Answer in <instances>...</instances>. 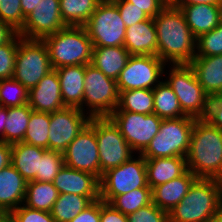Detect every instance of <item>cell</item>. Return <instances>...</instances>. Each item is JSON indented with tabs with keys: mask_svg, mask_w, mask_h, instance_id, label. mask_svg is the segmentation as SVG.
<instances>
[{
	"mask_svg": "<svg viewBox=\"0 0 222 222\" xmlns=\"http://www.w3.org/2000/svg\"><path fill=\"white\" fill-rule=\"evenodd\" d=\"M186 162L197 178L218 179L222 175V130L205 118L195 119Z\"/></svg>",
	"mask_w": 222,
	"mask_h": 222,
	"instance_id": "obj_2",
	"label": "cell"
},
{
	"mask_svg": "<svg viewBox=\"0 0 222 222\" xmlns=\"http://www.w3.org/2000/svg\"><path fill=\"white\" fill-rule=\"evenodd\" d=\"M219 7V17H220V23L222 24V0L218 4Z\"/></svg>",
	"mask_w": 222,
	"mask_h": 222,
	"instance_id": "obj_56",
	"label": "cell"
},
{
	"mask_svg": "<svg viewBox=\"0 0 222 222\" xmlns=\"http://www.w3.org/2000/svg\"><path fill=\"white\" fill-rule=\"evenodd\" d=\"M10 214L17 222H55L50 212L31 209L25 205H20Z\"/></svg>",
	"mask_w": 222,
	"mask_h": 222,
	"instance_id": "obj_43",
	"label": "cell"
},
{
	"mask_svg": "<svg viewBox=\"0 0 222 222\" xmlns=\"http://www.w3.org/2000/svg\"><path fill=\"white\" fill-rule=\"evenodd\" d=\"M65 27L60 15V0H40L25 18L18 34L23 38L43 40Z\"/></svg>",
	"mask_w": 222,
	"mask_h": 222,
	"instance_id": "obj_16",
	"label": "cell"
},
{
	"mask_svg": "<svg viewBox=\"0 0 222 222\" xmlns=\"http://www.w3.org/2000/svg\"><path fill=\"white\" fill-rule=\"evenodd\" d=\"M51 70L53 68L44 41L19 35L13 78L31 90Z\"/></svg>",
	"mask_w": 222,
	"mask_h": 222,
	"instance_id": "obj_8",
	"label": "cell"
},
{
	"mask_svg": "<svg viewBox=\"0 0 222 222\" xmlns=\"http://www.w3.org/2000/svg\"><path fill=\"white\" fill-rule=\"evenodd\" d=\"M8 214V212H6L3 209H0V222L3 220V218Z\"/></svg>",
	"mask_w": 222,
	"mask_h": 222,
	"instance_id": "obj_57",
	"label": "cell"
},
{
	"mask_svg": "<svg viewBox=\"0 0 222 222\" xmlns=\"http://www.w3.org/2000/svg\"><path fill=\"white\" fill-rule=\"evenodd\" d=\"M117 81L105 76L91 64L85 65L83 103L79 109L83 112L88 106L87 114L92 117H108L119 103Z\"/></svg>",
	"mask_w": 222,
	"mask_h": 222,
	"instance_id": "obj_6",
	"label": "cell"
},
{
	"mask_svg": "<svg viewBox=\"0 0 222 222\" xmlns=\"http://www.w3.org/2000/svg\"><path fill=\"white\" fill-rule=\"evenodd\" d=\"M152 92L154 95V113L158 117L170 119L187 116L182 111L176 94L166 81H161Z\"/></svg>",
	"mask_w": 222,
	"mask_h": 222,
	"instance_id": "obj_29",
	"label": "cell"
},
{
	"mask_svg": "<svg viewBox=\"0 0 222 222\" xmlns=\"http://www.w3.org/2000/svg\"><path fill=\"white\" fill-rule=\"evenodd\" d=\"M55 70L64 105L79 108L83 103L85 65L64 66Z\"/></svg>",
	"mask_w": 222,
	"mask_h": 222,
	"instance_id": "obj_24",
	"label": "cell"
},
{
	"mask_svg": "<svg viewBox=\"0 0 222 222\" xmlns=\"http://www.w3.org/2000/svg\"><path fill=\"white\" fill-rule=\"evenodd\" d=\"M211 222H222V205L220 206L219 210L217 211Z\"/></svg>",
	"mask_w": 222,
	"mask_h": 222,
	"instance_id": "obj_53",
	"label": "cell"
},
{
	"mask_svg": "<svg viewBox=\"0 0 222 222\" xmlns=\"http://www.w3.org/2000/svg\"><path fill=\"white\" fill-rule=\"evenodd\" d=\"M124 47L130 55L157 56V34L153 18L126 27Z\"/></svg>",
	"mask_w": 222,
	"mask_h": 222,
	"instance_id": "obj_20",
	"label": "cell"
},
{
	"mask_svg": "<svg viewBox=\"0 0 222 222\" xmlns=\"http://www.w3.org/2000/svg\"><path fill=\"white\" fill-rule=\"evenodd\" d=\"M77 107H65L50 113L48 150L63 153L89 124L91 117Z\"/></svg>",
	"mask_w": 222,
	"mask_h": 222,
	"instance_id": "obj_15",
	"label": "cell"
},
{
	"mask_svg": "<svg viewBox=\"0 0 222 222\" xmlns=\"http://www.w3.org/2000/svg\"><path fill=\"white\" fill-rule=\"evenodd\" d=\"M179 8L186 19L193 35L210 32L220 23L218 4L172 5Z\"/></svg>",
	"mask_w": 222,
	"mask_h": 222,
	"instance_id": "obj_23",
	"label": "cell"
},
{
	"mask_svg": "<svg viewBox=\"0 0 222 222\" xmlns=\"http://www.w3.org/2000/svg\"><path fill=\"white\" fill-rule=\"evenodd\" d=\"M32 111L29 104L7 108L8 118L4 130L5 143L23 142Z\"/></svg>",
	"mask_w": 222,
	"mask_h": 222,
	"instance_id": "obj_31",
	"label": "cell"
},
{
	"mask_svg": "<svg viewBox=\"0 0 222 222\" xmlns=\"http://www.w3.org/2000/svg\"><path fill=\"white\" fill-rule=\"evenodd\" d=\"M195 119L191 116L162 119L158 133L141 155L144 159L186 157Z\"/></svg>",
	"mask_w": 222,
	"mask_h": 222,
	"instance_id": "obj_5",
	"label": "cell"
},
{
	"mask_svg": "<svg viewBox=\"0 0 222 222\" xmlns=\"http://www.w3.org/2000/svg\"><path fill=\"white\" fill-rule=\"evenodd\" d=\"M40 0H21L23 15L27 17L36 8Z\"/></svg>",
	"mask_w": 222,
	"mask_h": 222,
	"instance_id": "obj_51",
	"label": "cell"
},
{
	"mask_svg": "<svg viewBox=\"0 0 222 222\" xmlns=\"http://www.w3.org/2000/svg\"><path fill=\"white\" fill-rule=\"evenodd\" d=\"M92 202L87 196L59 194L50 213L55 222H69Z\"/></svg>",
	"mask_w": 222,
	"mask_h": 222,
	"instance_id": "obj_33",
	"label": "cell"
},
{
	"mask_svg": "<svg viewBox=\"0 0 222 222\" xmlns=\"http://www.w3.org/2000/svg\"><path fill=\"white\" fill-rule=\"evenodd\" d=\"M197 179L190 170H187L183 175L152 188V203L169 213L181 202Z\"/></svg>",
	"mask_w": 222,
	"mask_h": 222,
	"instance_id": "obj_19",
	"label": "cell"
},
{
	"mask_svg": "<svg viewBox=\"0 0 222 222\" xmlns=\"http://www.w3.org/2000/svg\"><path fill=\"white\" fill-rule=\"evenodd\" d=\"M11 144L0 141V171L11 164Z\"/></svg>",
	"mask_w": 222,
	"mask_h": 222,
	"instance_id": "obj_48",
	"label": "cell"
},
{
	"mask_svg": "<svg viewBox=\"0 0 222 222\" xmlns=\"http://www.w3.org/2000/svg\"><path fill=\"white\" fill-rule=\"evenodd\" d=\"M8 118L7 108L0 106V141L4 142V130L6 119Z\"/></svg>",
	"mask_w": 222,
	"mask_h": 222,
	"instance_id": "obj_52",
	"label": "cell"
},
{
	"mask_svg": "<svg viewBox=\"0 0 222 222\" xmlns=\"http://www.w3.org/2000/svg\"><path fill=\"white\" fill-rule=\"evenodd\" d=\"M117 7L125 26L130 27L135 23L149 19L150 17L142 10L125 0H111Z\"/></svg>",
	"mask_w": 222,
	"mask_h": 222,
	"instance_id": "obj_42",
	"label": "cell"
},
{
	"mask_svg": "<svg viewBox=\"0 0 222 222\" xmlns=\"http://www.w3.org/2000/svg\"><path fill=\"white\" fill-rule=\"evenodd\" d=\"M205 119L222 130V94L210 97L208 113Z\"/></svg>",
	"mask_w": 222,
	"mask_h": 222,
	"instance_id": "obj_45",
	"label": "cell"
},
{
	"mask_svg": "<svg viewBox=\"0 0 222 222\" xmlns=\"http://www.w3.org/2000/svg\"><path fill=\"white\" fill-rule=\"evenodd\" d=\"M146 13L150 18L156 17L168 4V0H125Z\"/></svg>",
	"mask_w": 222,
	"mask_h": 222,
	"instance_id": "obj_44",
	"label": "cell"
},
{
	"mask_svg": "<svg viewBox=\"0 0 222 222\" xmlns=\"http://www.w3.org/2000/svg\"><path fill=\"white\" fill-rule=\"evenodd\" d=\"M157 34V57L165 64H189L196 56V40L182 11L168 4L153 18Z\"/></svg>",
	"mask_w": 222,
	"mask_h": 222,
	"instance_id": "obj_1",
	"label": "cell"
},
{
	"mask_svg": "<svg viewBox=\"0 0 222 222\" xmlns=\"http://www.w3.org/2000/svg\"><path fill=\"white\" fill-rule=\"evenodd\" d=\"M69 222H100V198L93 201Z\"/></svg>",
	"mask_w": 222,
	"mask_h": 222,
	"instance_id": "obj_47",
	"label": "cell"
},
{
	"mask_svg": "<svg viewBox=\"0 0 222 222\" xmlns=\"http://www.w3.org/2000/svg\"><path fill=\"white\" fill-rule=\"evenodd\" d=\"M102 0H60V15L66 26H85Z\"/></svg>",
	"mask_w": 222,
	"mask_h": 222,
	"instance_id": "obj_30",
	"label": "cell"
},
{
	"mask_svg": "<svg viewBox=\"0 0 222 222\" xmlns=\"http://www.w3.org/2000/svg\"><path fill=\"white\" fill-rule=\"evenodd\" d=\"M1 222H17L16 219L8 213Z\"/></svg>",
	"mask_w": 222,
	"mask_h": 222,
	"instance_id": "obj_54",
	"label": "cell"
},
{
	"mask_svg": "<svg viewBox=\"0 0 222 222\" xmlns=\"http://www.w3.org/2000/svg\"><path fill=\"white\" fill-rule=\"evenodd\" d=\"M129 57L130 53L124 46L93 47L91 65L117 80Z\"/></svg>",
	"mask_w": 222,
	"mask_h": 222,
	"instance_id": "obj_27",
	"label": "cell"
},
{
	"mask_svg": "<svg viewBox=\"0 0 222 222\" xmlns=\"http://www.w3.org/2000/svg\"><path fill=\"white\" fill-rule=\"evenodd\" d=\"M65 166L96 175L100 179V162L95 136V117L63 152Z\"/></svg>",
	"mask_w": 222,
	"mask_h": 222,
	"instance_id": "obj_14",
	"label": "cell"
},
{
	"mask_svg": "<svg viewBox=\"0 0 222 222\" xmlns=\"http://www.w3.org/2000/svg\"><path fill=\"white\" fill-rule=\"evenodd\" d=\"M18 44L17 32L7 43L0 46V80L13 78Z\"/></svg>",
	"mask_w": 222,
	"mask_h": 222,
	"instance_id": "obj_39",
	"label": "cell"
},
{
	"mask_svg": "<svg viewBox=\"0 0 222 222\" xmlns=\"http://www.w3.org/2000/svg\"><path fill=\"white\" fill-rule=\"evenodd\" d=\"M64 165L63 153L45 149L40 159V173H36V181L53 182Z\"/></svg>",
	"mask_w": 222,
	"mask_h": 222,
	"instance_id": "obj_37",
	"label": "cell"
},
{
	"mask_svg": "<svg viewBox=\"0 0 222 222\" xmlns=\"http://www.w3.org/2000/svg\"><path fill=\"white\" fill-rule=\"evenodd\" d=\"M43 41L53 69L91 64L93 44L84 26H67Z\"/></svg>",
	"mask_w": 222,
	"mask_h": 222,
	"instance_id": "obj_3",
	"label": "cell"
},
{
	"mask_svg": "<svg viewBox=\"0 0 222 222\" xmlns=\"http://www.w3.org/2000/svg\"><path fill=\"white\" fill-rule=\"evenodd\" d=\"M152 203L150 187L137 188L128 193L115 196L109 204L115 209L128 215Z\"/></svg>",
	"mask_w": 222,
	"mask_h": 222,
	"instance_id": "obj_35",
	"label": "cell"
},
{
	"mask_svg": "<svg viewBox=\"0 0 222 222\" xmlns=\"http://www.w3.org/2000/svg\"><path fill=\"white\" fill-rule=\"evenodd\" d=\"M128 222H168L169 213L151 203L127 215Z\"/></svg>",
	"mask_w": 222,
	"mask_h": 222,
	"instance_id": "obj_41",
	"label": "cell"
},
{
	"mask_svg": "<svg viewBox=\"0 0 222 222\" xmlns=\"http://www.w3.org/2000/svg\"><path fill=\"white\" fill-rule=\"evenodd\" d=\"M28 104L33 111L44 113H52L66 107L61 96L59 76L55 69L29 90Z\"/></svg>",
	"mask_w": 222,
	"mask_h": 222,
	"instance_id": "obj_18",
	"label": "cell"
},
{
	"mask_svg": "<svg viewBox=\"0 0 222 222\" xmlns=\"http://www.w3.org/2000/svg\"><path fill=\"white\" fill-rule=\"evenodd\" d=\"M196 49V56L222 55V24L201 34L196 40Z\"/></svg>",
	"mask_w": 222,
	"mask_h": 222,
	"instance_id": "obj_38",
	"label": "cell"
},
{
	"mask_svg": "<svg viewBox=\"0 0 222 222\" xmlns=\"http://www.w3.org/2000/svg\"><path fill=\"white\" fill-rule=\"evenodd\" d=\"M27 181L12 164L0 171V209L10 213L24 204Z\"/></svg>",
	"mask_w": 222,
	"mask_h": 222,
	"instance_id": "obj_21",
	"label": "cell"
},
{
	"mask_svg": "<svg viewBox=\"0 0 222 222\" xmlns=\"http://www.w3.org/2000/svg\"><path fill=\"white\" fill-rule=\"evenodd\" d=\"M114 111H129L145 115L154 113V95L152 89L121 91L118 107Z\"/></svg>",
	"mask_w": 222,
	"mask_h": 222,
	"instance_id": "obj_32",
	"label": "cell"
},
{
	"mask_svg": "<svg viewBox=\"0 0 222 222\" xmlns=\"http://www.w3.org/2000/svg\"><path fill=\"white\" fill-rule=\"evenodd\" d=\"M84 27L93 47L124 46L126 26L111 0H102Z\"/></svg>",
	"mask_w": 222,
	"mask_h": 222,
	"instance_id": "obj_9",
	"label": "cell"
},
{
	"mask_svg": "<svg viewBox=\"0 0 222 222\" xmlns=\"http://www.w3.org/2000/svg\"><path fill=\"white\" fill-rule=\"evenodd\" d=\"M218 184H219V190H220V201L222 205V175L217 179Z\"/></svg>",
	"mask_w": 222,
	"mask_h": 222,
	"instance_id": "obj_55",
	"label": "cell"
},
{
	"mask_svg": "<svg viewBox=\"0 0 222 222\" xmlns=\"http://www.w3.org/2000/svg\"><path fill=\"white\" fill-rule=\"evenodd\" d=\"M118 127L131 149L141 154L159 131L162 119L155 113L138 114L113 111L108 116Z\"/></svg>",
	"mask_w": 222,
	"mask_h": 222,
	"instance_id": "obj_12",
	"label": "cell"
},
{
	"mask_svg": "<svg viewBox=\"0 0 222 222\" xmlns=\"http://www.w3.org/2000/svg\"><path fill=\"white\" fill-rule=\"evenodd\" d=\"M16 33L7 22L0 20V46L7 43Z\"/></svg>",
	"mask_w": 222,
	"mask_h": 222,
	"instance_id": "obj_49",
	"label": "cell"
},
{
	"mask_svg": "<svg viewBox=\"0 0 222 222\" xmlns=\"http://www.w3.org/2000/svg\"><path fill=\"white\" fill-rule=\"evenodd\" d=\"M95 136L99 150L100 179L103 173L134 156V151L109 117H95Z\"/></svg>",
	"mask_w": 222,
	"mask_h": 222,
	"instance_id": "obj_11",
	"label": "cell"
},
{
	"mask_svg": "<svg viewBox=\"0 0 222 222\" xmlns=\"http://www.w3.org/2000/svg\"><path fill=\"white\" fill-rule=\"evenodd\" d=\"M59 194L87 196L92 201L100 198V179L91 173L63 166L53 181Z\"/></svg>",
	"mask_w": 222,
	"mask_h": 222,
	"instance_id": "obj_17",
	"label": "cell"
},
{
	"mask_svg": "<svg viewBox=\"0 0 222 222\" xmlns=\"http://www.w3.org/2000/svg\"><path fill=\"white\" fill-rule=\"evenodd\" d=\"M25 18L21 9V0H0V20L7 22L19 32L24 26Z\"/></svg>",
	"mask_w": 222,
	"mask_h": 222,
	"instance_id": "obj_40",
	"label": "cell"
},
{
	"mask_svg": "<svg viewBox=\"0 0 222 222\" xmlns=\"http://www.w3.org/2000/svg\"><path fill=\"white\" fill-rule=\"evenodd\" d=\"M58 195L53 182L29 181L23 205L31 209L51 212Z\"/></svg>",
	"mask_w": 222,
	"mask_h": 222,
	"instance_id": "obj_28",
	"label": "cell"
},
{
	"mask_svg": "<svg viewBox=\"0 0 222 222\" xmlns=\"http://www.w3.org/2000/svg\"><path fill=\"white\" fill-rule=\"evenodd\" d=\"M221 0H169L171 5L219 4Z\"/></svg>",
	"mask_w": 222,
	"mask_h": 222,
	"instance_id": "obj_50",
	"label": "cell"
},
{
	"mask_svg": "<svg viewBox=\"0 0 222 222\" xmlns=\"http://www.w3.org/2000/svg\"><path fill=\"white\" fill-rule=\"evenodd\" d=\"M165 63L153 55H130L117 81L119 93L126 90L154 89L161 81Z\"/></svg>",
	"mask_w": 222,
	"mask_h": 222,
	"instance_id": "obj_13",
	"label": "cell"
},
{
	"mask_svg": "<svg viewBox=\"0 0 222 222\" xmlns=\"http://www.w3.org/2000/svg\"><path fill=\"white\" fill-rule=\"evenodd\" d=\"M132 156L118 167L109 169L100 179V199L109 203L115 196L128 193L147 184L146 163L140 154L137 159Z\"/></svg>",
	"mask_w": 222,
	"mask_h": 222,
	"instance_id": "obj_10",
	"label": "cell"
},
{
	"mask_svg": "<svg viewBox=\"0 0 222 222\" xmlns=\"http://www.w3.org/2000/svg\"><path fill=\"white\" fill-rule=\"evenodd\" d=\"M100 222H128V219L127 215L100 199Z\"/></svg>",
	"mask_w": 222,
	"mask_h": 222,
	"instance_id": "obj_46",
	"label": "cell"
},
{
	"mask_svg": "<svg viewBox=\"0 0 222 222\" xmlns=\"http://www.w3.org/2000/svg\"><path fill=\"white\" fill-rule=\"evenodd\" d=\"M28 95L29 90L14 78L0 80V106L8 108L28 104Z\"/></svg>",
	"mask_w": 222,
	"mask_h": 222,
	"instance_id": "obj_36",
	"label": "cell"
},
{
	"mask_svg": "<svg viewBox=\"0 0 222 222\" xmlns=\"http://www.w3.org/2000/svg\"><path fill=\"white\" fill-rule=\"evenodd\" d=\"M221 206L217 179L198 178L170 212L172 222H211Z\"/></svg>",
	"mask_w": 222,
	"mask_h": 222,
	"instance_id": "obj_4",
	"label": "cell"
},
{
	"mask_svg": "<svg viewBox=\"0 0 222 222\" xmlns=\"http://www.w3.org/2000/svg\"><path fill=\"white\" fill-rule=\"evenodd\" d=\"M189 65L209 97L222 94V55L195 56Z\"/></svg>",
	"mask_w": 222,
	"mask_h": 222,
	"instance_id": "obj_22",
	"label": "cell"
},
{
	"mask_svg": "<svg viewBox=\"0 0 222 222\" xmlns=\"http://www.w3.org/2000/svg\"><path fill=\"white\" fill-rule=\"evenodd\" d=\"M50 113L32 111L23 142L48 149Z\"/></svg>",
	"mask_w": 222,
	"mask_h": 222,
	"instance_id": "obj_34",
	"label": "cell"
},
{
	"mask_svg": "<svg viewBox=\"0 0 222 222\" xmlns=\"http://www.w3.org/2000/svg\"><path fill=\"white\" fill-rule=\"evenodd\" d=\"M44 150L25 142L11 144V164L27 182L36 180V173H40V159Z\"/></svg>",
	"mask_w": 222,
	"mask_h": 222,
	"instance_id": "obj_26",
	"label": "cell"
},
{
	"mask_svg": "<svg viewBox=\"0 0 222 222\" xmlns=\"http://www.w3.org/2000/svg\"><path fill=\"white\" fill-rule=\"evenodd\" d=\"M147 184L154 188L183 175L187 169L186 157L145 159Z\"/></svg>",
	"mask_w": 222,
	"mask_h": 222,
	"instance_id": "obj_25",
	"label": "cell"
},
{
	"mask_svg": "<svg viewBox=\"0 0 222 222\" xmlns=\"http://www.w3.org/2000/svg\"><path fill=\"white\" fill-rule=\"evenodd\" d=\"M167 84L176 94L182 111L196 119L206 118L210 97L198 82L189 64H173Z\"/></svg>",
	"mask_w": 222,
	"mask_h": 222,
	"instance_id": "obj_7",
	"label": "cell"
}]
</instances>
